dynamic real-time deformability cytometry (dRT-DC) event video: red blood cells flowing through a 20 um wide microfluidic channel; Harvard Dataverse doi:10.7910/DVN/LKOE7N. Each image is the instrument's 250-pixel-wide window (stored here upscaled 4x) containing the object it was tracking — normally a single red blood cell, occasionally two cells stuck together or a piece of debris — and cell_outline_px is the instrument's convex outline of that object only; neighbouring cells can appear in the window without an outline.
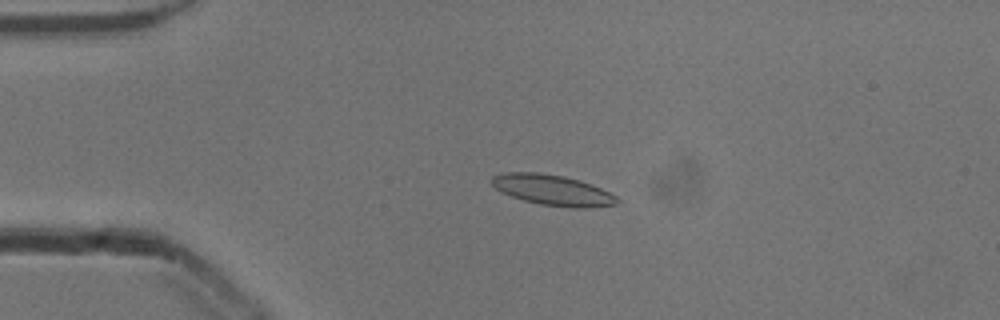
{"species": "common noctule bat (a hibernating species)", "species_latin": "Nyctalus noctula", "temperature_condition": "cold", "stored_images_in_passage": 52, "camera_frame_rate_fps": 3000, "um_per_image_px": 0.085, "animal": {"sex": "male", "body_mass_g": 13.3}, "frame": {"image": 1, "passage_image": 12, "time_ms": 3.667, "image_size_px": [1000, 320], "cell_outline_px": [[620, 200], [616, 204], [588, 208], [572, 208], [540, 204], [524, 200], [500, 192], [488, 180], [492, 176], [504, 172], [536, 172], [564, 176], [580, 180], [600, 188], [616, 196]], "centroid_in_image_um": [46.94, 16.15], "position_along_channel_um": 38.1, "area_um2": 22.37}}
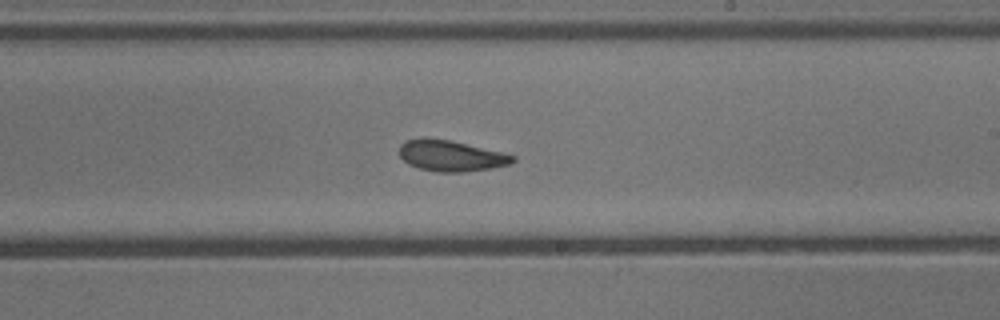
{"frame": {"image": 2, "passage_image": 31, "time_ms": 10.0, "image_size_px": [1000, 320], "cell_outline_px": [[516, 160], [508, 164], [492, 168], [464, 172], [436, 172], [420, 168], [408, 164], [400, 156], [400, 144], [408, 140], [448, 140], [504, 152], [516, 156]], "centroid_in_image_um": [38.39, 13.28], "position_along_channel_um": 250.6, "area_um2": 19.94}}
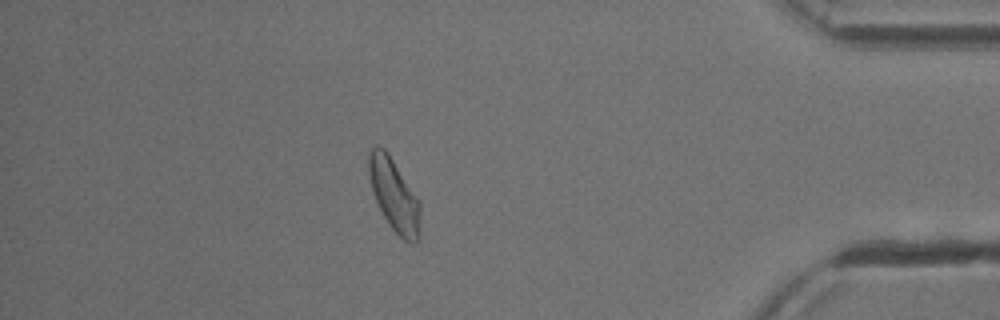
{"frame": {"image": 3, "passage_image": 46, "time_ms": 15.0, "image_size_px": [1000, 320], "cell_outline_px": [[420, 236], [416, 244], [412, 244], [404, 240], [388, 224], [376, 200], [372, 188], [368, 172], [368, 152], [376, 144], [384, 148], [388, 152], [420, 200]], "centroid_in_image_um": [33.52, 16.58], "position_along_channel_um": 401.7, "area_um2": 21.96}, "authors_computed_cell_mechanics": {"area_um2": 21.2126, "velocity_mm_per_s": 3.8889, "shape_relaxation_time_tau1_ms": 5.2494, "shape_relaxation_time_tau2_ms": 2.6686, "deformation_change_tau1": 0.1085, "deformation_change_tau2": 0.083}}